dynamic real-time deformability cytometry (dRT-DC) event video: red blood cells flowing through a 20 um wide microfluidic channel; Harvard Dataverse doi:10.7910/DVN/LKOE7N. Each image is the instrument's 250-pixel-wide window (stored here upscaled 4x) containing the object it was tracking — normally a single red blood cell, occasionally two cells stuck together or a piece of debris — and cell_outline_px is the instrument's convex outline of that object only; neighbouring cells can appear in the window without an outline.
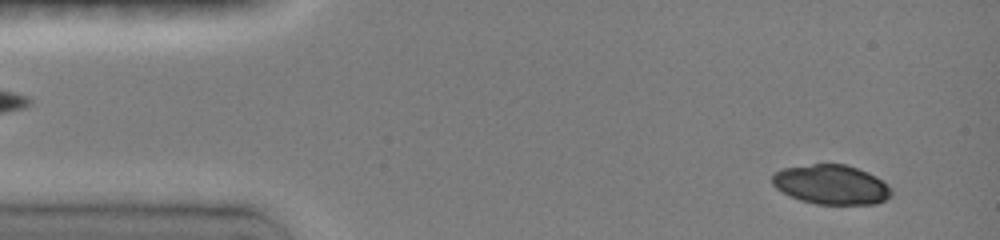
{"species": "common noctule bat (a hibernating species)", "species_latin": "Nyctalus noctula", "temperature_condition": "room temperature", "stored_images_in_passage": 42, "camera_frame_rate_fps": 3000, "um_per_image_px": 0.085, "animal": {"sex": "female", "body_mass_g": 19.0, "forearm_length_mm": 51.5}, "frame": {"image": 1, "passage_image": 2, "time_ms": 0.333, "image_size_px": [1000, 240], "cell_outline_px": [[892, 196], [876, 204], [816, 204], [800, 200], [776, 188], [772, 184], [772, 176], [780, 168], [812, 164], [844, 164], [868, 172], [876, 176], [888, 184], [892, 188]], "centroid_in_image_um": [70.68, 15.69], "position_along_channel_um": 14.3, "area_um2": 27.51}}
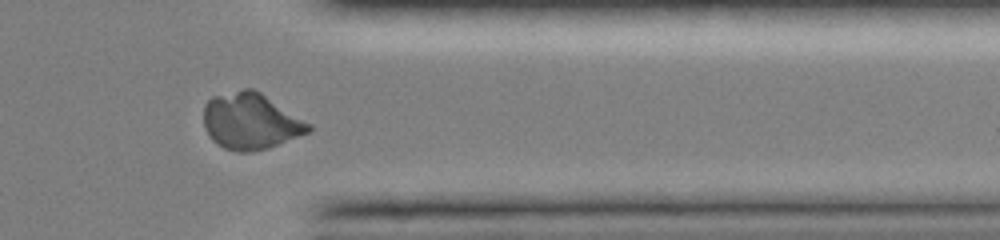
{"frame": {"image": 2, "passage_image": 35, "time_ms": 11.333, "image_size_px": [1000, 240], "cell_outline_px": [[312, 128], [308, 132], [268, 148], [252, 152], [236, 152], [224, 148], [212, 140], [204, 128], [204, 104], [212, 96], [244, 88], [252, 88], [260, 92], [312, 124]], "centroid_in_image_um": [21.28, 10.3], "position_along_channel_um": 390.1, "area_um2": 34.45}}
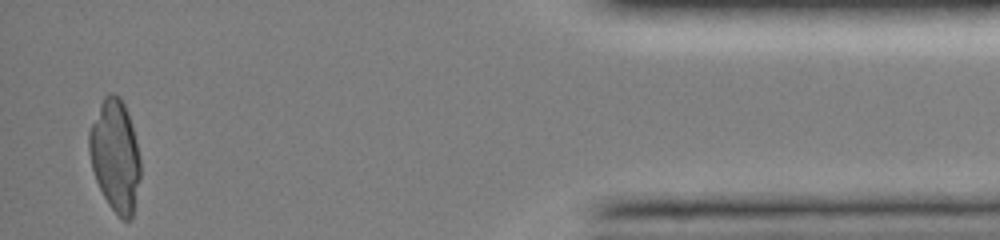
{"frame": {"image": 3, "passage_image": 42, "time_ms": 13.667, "image_size_px": [1000, 240], "cell_outline_px": [[140, 176], [132, 220], [120, 220], [108, 204], [96, 180], [92, 168], [88, 152], [88, 132], [100, 104], [104, 96], [108, 92], [112, 92], [120, 96], [128, 112], [132, 124], [136, 140], [140, 160]], "centroid_in_image_um": [9.79, 13.23], "position_along_channel_um": 425.4, "area_um2": 33.7}}